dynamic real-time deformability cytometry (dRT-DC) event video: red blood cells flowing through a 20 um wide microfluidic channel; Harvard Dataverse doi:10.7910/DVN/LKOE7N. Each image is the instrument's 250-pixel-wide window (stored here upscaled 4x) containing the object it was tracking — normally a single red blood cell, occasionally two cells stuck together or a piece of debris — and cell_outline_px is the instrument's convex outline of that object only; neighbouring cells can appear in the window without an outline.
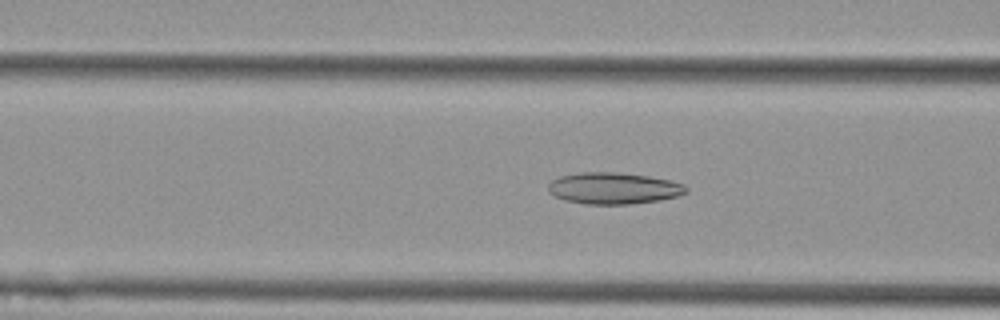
{"species": "Egyptian fruit bat (a non-hibernating species)", "species_latin": "Rousettus aegyptiacus", "temperature_condition": "cold", "stored_images_in_passage": 54, "camera_frame_rate_fps": 3000, "um_per_image_px": 0.085, "animal": {"sex": "female"}, "frame": {"image": 1, "passage_image": 22, "time_ms": 7.0, "image_size_px": [1000, 320], "cell_outline_px": [[688, 192], [680, 196], [660, 200], [632, 204], [584, 204], [564, 200], [548, 192], [548, 184], [552, 180], [560, 176], [580, 172], [616, 172], [648, 176], [668, 180], [684, 184], [688, 188]], "centroid_in_image_um": [52.17, 16.01], "position_along_channel_um": 114.4, "area_um2": 25.49}}
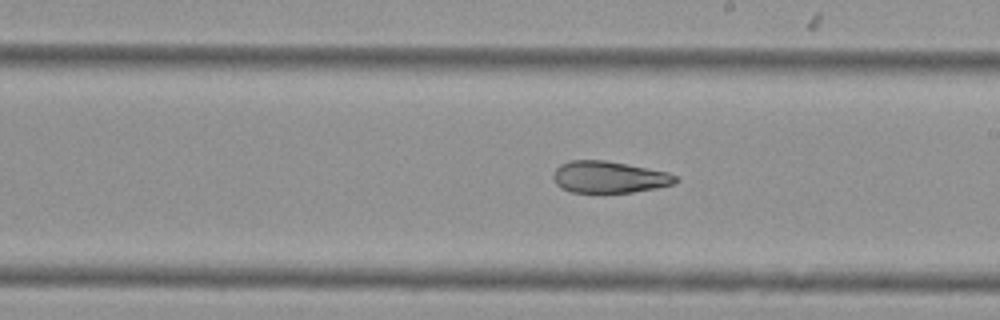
{"frame": {"image": 2, "passage_image": 32, "time_ms": 10.333, "image_size_px": [1000, 320], "cell_outline_px": [[680, 180], [672, 184], [656, 188], [632, 192], [572, 192], [560, 188], [556, 184], [552, 176], [556, 168], [560, 164], [572, 160], [604, 160], [668, 172], [676, 176]], "centroid_in_image_um": [51.75, 15.05], "position_along_channel_um": 237.2, "area_um2": 22.48}}
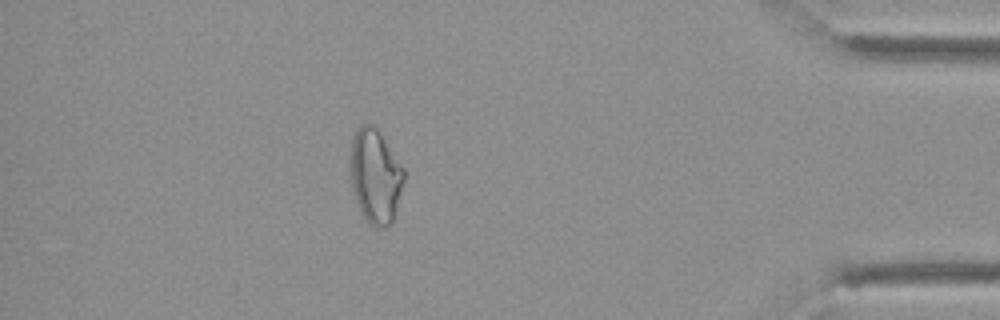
{"frame": {"image": 3, "passage_image": 49, "time_ms": 16.0, "image_size_px": [1000, 320], "cell_outline_px": [[404, 180], [392, 224], [384, 228], [376, 228], [360, 212], [352, 188], [348, 160], [352, 136], [356, 128], [360, 124], [368, 120], [376, 128], [404, 168]], "centroid_in_image_um": [31.86, 14.92], "position_along_channel_um": 403.3, "area_um2": 29.88}}